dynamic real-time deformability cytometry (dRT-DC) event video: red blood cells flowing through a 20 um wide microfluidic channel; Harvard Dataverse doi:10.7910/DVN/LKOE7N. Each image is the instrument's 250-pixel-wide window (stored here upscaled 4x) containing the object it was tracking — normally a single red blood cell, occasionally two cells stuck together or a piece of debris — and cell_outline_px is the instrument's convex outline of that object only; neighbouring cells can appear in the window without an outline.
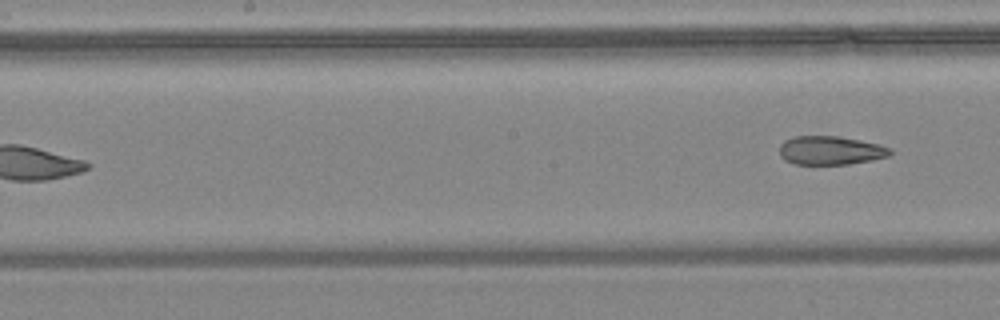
{"species": "common noctule bat (a hibernating species)", "species_latin": "Nyctalus noctula", "temperature_condition": "warm", "stored_images_in_passage": 8, "segment_of_instrument_passage": [2, 2], "camera_frame_rate_fps": 3000, "um_per_image_px": 0.085, "animal": {"sex": "female", "body_mass_g": 24.6, "forearm_length_mm": 56.2}, "frame": {"image": 1, "passage_image": 8, "time_ms": 2.333, "image_size_px": [1000, 320], "cell_outline_px": [[892, 152], [888, 156], [872, 160], [848, 164], [796, 164], [784, 160], [780, 156], [780, 144], [784, 140], [796, 136], [836, 136], [860, 140], [880, 144], [892, 148]], "centroid_in_image_um": [70.6, 12.78], "position_along_channel_um": 177.6, "area_um2": 18.55}}